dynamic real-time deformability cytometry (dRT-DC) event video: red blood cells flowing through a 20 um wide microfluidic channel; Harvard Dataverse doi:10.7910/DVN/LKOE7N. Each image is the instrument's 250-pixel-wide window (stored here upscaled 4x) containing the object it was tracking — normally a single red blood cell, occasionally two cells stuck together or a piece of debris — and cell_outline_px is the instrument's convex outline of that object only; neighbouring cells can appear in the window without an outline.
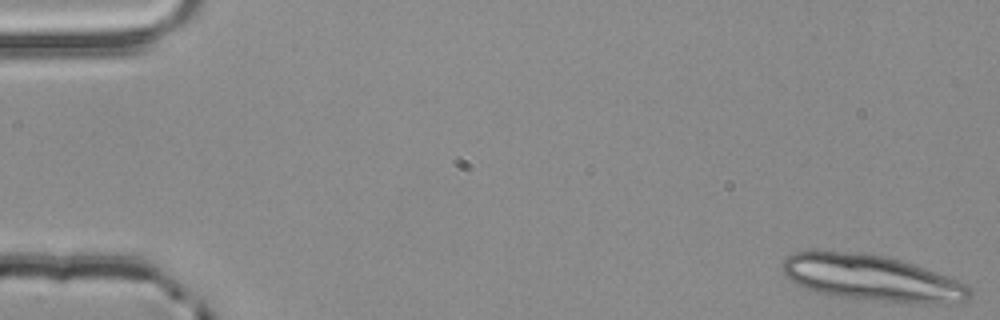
{"species": "common noctule bat (a hibernating species)", "species_latin": "Nyctalus noctula", "temperature_condition": "room temperature", "stored_images_in_passage": 16, "camera_frame_rate_fps": 3000, "um_per_image_px": 0.085, "animal": {"sex": "male", "body_mass_g": 20.4}, "frame": {"image": 1, "passage_image": 1, "time_ms": 0.0, "image_size_px": [1000, 320], "cell_outline_px": [[972, 296], [964, 304], [924, 304], [840, 296], [816, 292], [796, 284], [784, 276], [780, 268], [780, 264], [784, 256], [796, 252], [816, 248], [864, 252], [884, 256], [900, 260], [948, 276], [968, 284], [972, 288]], "centroid_in_image_um": [74.09, 23.6], "position_along_channel_um": 10.9, "area_um2": 51.44}}